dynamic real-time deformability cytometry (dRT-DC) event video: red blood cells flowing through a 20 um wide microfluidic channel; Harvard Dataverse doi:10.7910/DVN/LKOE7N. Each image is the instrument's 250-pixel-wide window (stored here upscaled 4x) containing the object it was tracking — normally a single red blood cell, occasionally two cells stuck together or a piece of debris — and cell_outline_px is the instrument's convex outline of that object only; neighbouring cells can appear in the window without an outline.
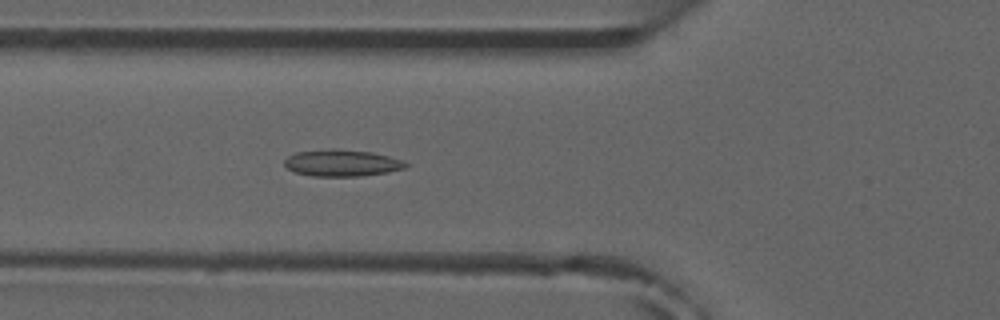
{"species": "common noctule bat (a hibernating species)", "species_latin": "Nyctalus noctula", "temperature_condition": "room temperature", "stored_images_in_passage": 6, "camera_frame_rate_fps": 3000, "um_per_image_px": 0.085, "animal": {"sex": "male", "forearm_length_mm": 52.5}, "frame": {"image": 1, "passage_image": 6, "time_ms": 5.667, "image_size_px": [1000, 320], "cell_outline_px": [[408, 164], [404, 168], [388, 172], [360, 176], [312, 176], [296, 172], [288, 168], [284, 164], [284, 160], [288, 156], [296, 152], [332, 148], [336, 148], [372, 152], [404, 160]], "centroid_in_image_um": [29.06, 13.84], "position_along_channel_um": 96.7, "area_um2": 18.9}}